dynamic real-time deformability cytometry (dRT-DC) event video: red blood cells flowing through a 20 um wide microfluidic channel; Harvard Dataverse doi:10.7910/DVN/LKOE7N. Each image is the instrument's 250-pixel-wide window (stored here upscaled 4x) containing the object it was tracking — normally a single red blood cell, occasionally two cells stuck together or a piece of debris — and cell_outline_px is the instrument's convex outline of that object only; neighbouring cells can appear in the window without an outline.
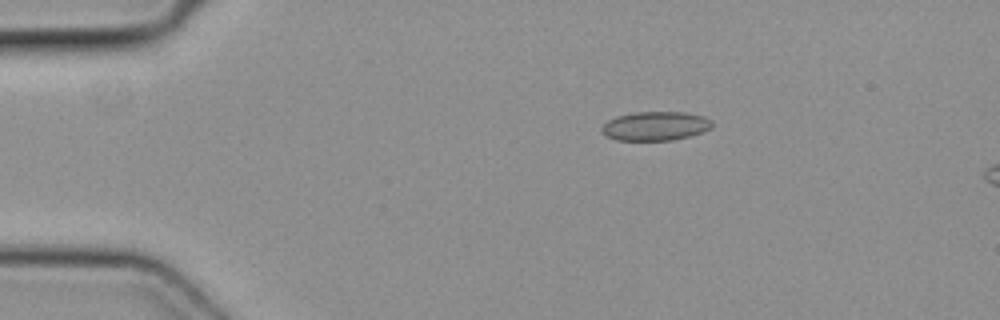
{"species": "common noctule bat (a hibernating species)", "species_latin": "Nyctalus noctula", "temperature_condition": "cold", "stored_images_in_passage": 10, "camera_frame_rate_fps": 3000, "um_per_image_px": 0.085, "animal": {"sex": "female", "body_mass_g": 19.3, "forearm_length_mm": 54.1}, "frame": {"image": 1, "passage_image": 4, "time_ms": 1.0, "image_size_px": [1000, 320], "cell_outline_px": [[712, 128], [704, 132], [672, 140], [616, 140], [604, 136], [600, 132], [600, 128], [608, 120], [616, 116], [632, 112], [684, 112], [704, 116], [712, 120]], "centroid_in_image_um": [55.68, 10.71], "position_along_channel_um": 29.3, "area_um2": 18.9}}